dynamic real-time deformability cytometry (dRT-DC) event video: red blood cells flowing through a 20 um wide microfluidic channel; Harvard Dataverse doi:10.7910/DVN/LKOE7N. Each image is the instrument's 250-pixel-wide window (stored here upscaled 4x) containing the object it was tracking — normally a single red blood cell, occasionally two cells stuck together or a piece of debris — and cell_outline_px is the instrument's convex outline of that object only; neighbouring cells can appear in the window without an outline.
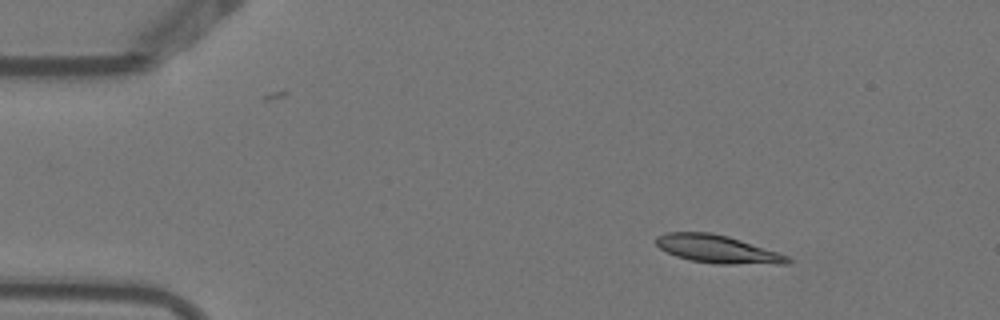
{"species": "Egyptian fruit bat (a non-hibernating species)", "species_latin": "Rousettus aegyptiacus", "temperature_condition": "warm", "stored_images_in_passage": 5, "camera_frame_rate_fps": 3000, "um_per_image_px": 0.085, "animal": {"sex": "female"}, "frame": {"image": 1, "passage_image": 2, "time_ms": 0.333, "image_size_px": [1000, 320], "cell_outline_px": [[792, 260], [788, 264], [716, 264], [688, 260], [676, 256], [660, 248], [656, 244], [656, 236], [668, 232], [712, 232], [728, 236], [788, 256]], "centroid_in_image_um": [60.96, 21.18], "position_along_channel_um": 24.0, "area_um2": 21.33}}
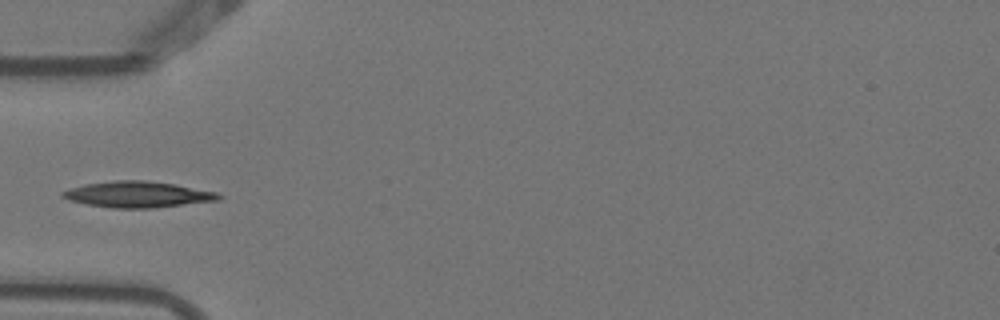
{"frame": {"image": 2, "passage_image": 4, "time_ms": 1.0, "image_size_px": [1000, 320], "cell_outline_px": [[224, 196], [220, 200], [156, 208], [112, 208], [88, 204], [68, 200], [60, 196], [60, 192], [68, 188], [84, 184], [116, 180], [144, 180], [172, 184], [216, 192]], "centroid_in_image_um": [11.68, 16.53], "position_along_channel_um": 73.3, "area_um2": 23.76}}
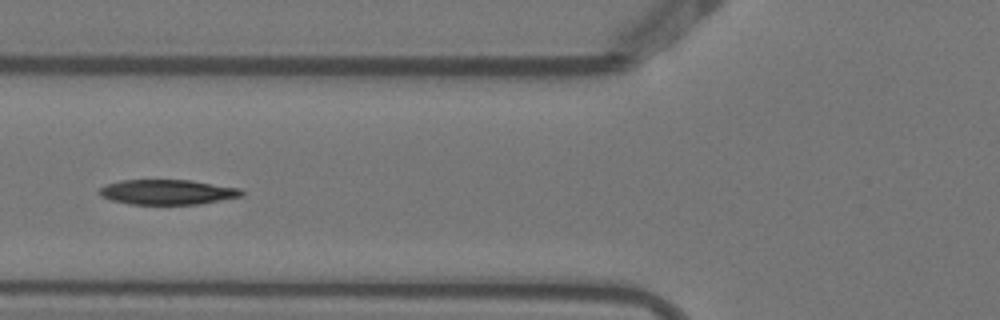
{"frame": {"image": 3, "passage_image": 5, "time_ms": 1.333, "image_size_px": [1000, 320], "cell_outline_px": [[244, 196], [196, 204], [128, 204], [112, 200], [100, 196], [96, 192], [100, 188], [108, 184], [120, 180], [188, 180], [240, 188], [244, 192]], "centroid_in_image_um": [14.2, 16.32], "position_along_channel_um": 111.6, "area_um2": 20.63}}